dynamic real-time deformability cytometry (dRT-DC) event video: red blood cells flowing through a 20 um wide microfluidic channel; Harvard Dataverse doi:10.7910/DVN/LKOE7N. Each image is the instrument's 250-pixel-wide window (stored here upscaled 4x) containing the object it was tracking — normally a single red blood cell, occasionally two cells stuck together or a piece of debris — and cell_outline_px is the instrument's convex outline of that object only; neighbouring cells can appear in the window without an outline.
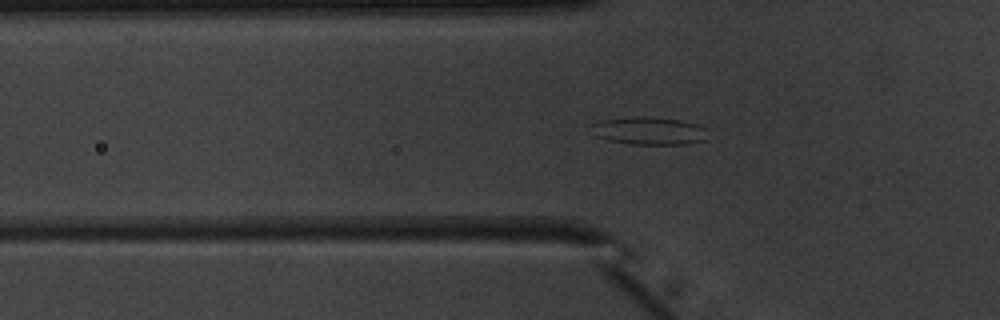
{"species": "common noctule bat (a hibernating species)", "species_latin": "Nyctalus noctula", "temperature_condition": "warm", "stored_images_in_passage": 46, "camera_frame_rate_fps": 3000, "um_per_image_px": 0.085, "animal": {"sex": "male", "body_mass_g": 20.1, "forearm_length_mm": 53.5}, "frame": {"image": 1, "passage_image": 12, "time_ms": 3.667, "image_size_px": [1000, 320], "cell_outline_px": [[708, 128], [704, 140], [688, 144], [632, 144], [608, 140], [596, 136], [588, 124], [600, 120], [632, 116], [644, 116], [680, 120], [696, 124]], "centroid_in_image_um": [55.14, 11.11], "position_along_channel_um": 70.7, "area_um2": 19.02}}
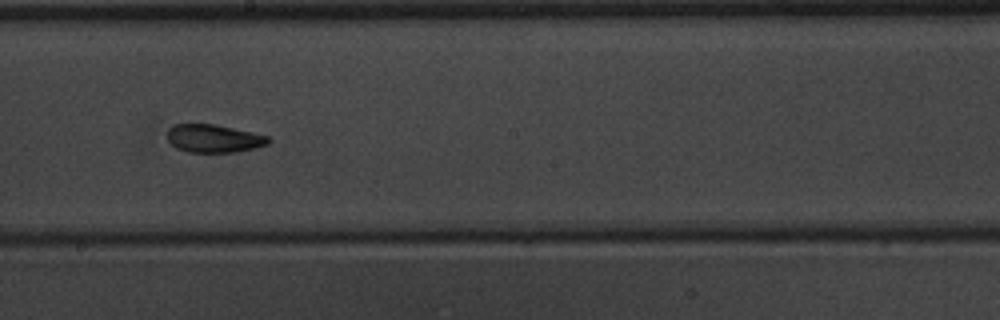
{"frame": {"image": 2, "passage_image": 24, "time_ms": 7.667, "image_size_px": [1000, 320], "cell_outline_px": [[272, 140], [268, 144], [256, 148], [236, 152], [188, 152], [176, 148], [168, 140], [168, 128], [172, 124], [216, 124], [252, 132], [268, 136]], "centroid_in_image_um": [18.19, 11.77], "position_along_channel_um": 230.0, "area_um2": 16.65}}
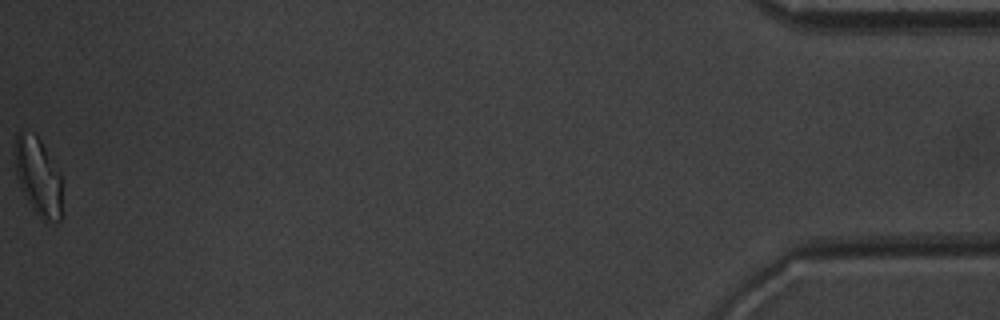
{"frame": {"image": 3, "passage_image": 46, "time_ms": 15.0, "image_size_px": [1000, 320], "cell_outline_px": [[60, 220], [44, 220], [32, 208], [16, 176], [12, 152], [16, 132], [20, 132], [36, 136], [40, 140], [60, 176]], "centroid_in_image_um": [3.17, 14.95], "position_along_channel_um": 432.0, "area_um2": 20.69}, "authors_computed_cell_mechanics": {"area_um2": 18.0047, "velocity_mm_per_s": 3.9794, "shape_relaxation_time_tau1_ms": 5.3947, "shape_relaxation_time_tau2_ms": 2.4984, "deformation_change_tau1": 0.1393, "deformation_change_tau2": 0.0974}}